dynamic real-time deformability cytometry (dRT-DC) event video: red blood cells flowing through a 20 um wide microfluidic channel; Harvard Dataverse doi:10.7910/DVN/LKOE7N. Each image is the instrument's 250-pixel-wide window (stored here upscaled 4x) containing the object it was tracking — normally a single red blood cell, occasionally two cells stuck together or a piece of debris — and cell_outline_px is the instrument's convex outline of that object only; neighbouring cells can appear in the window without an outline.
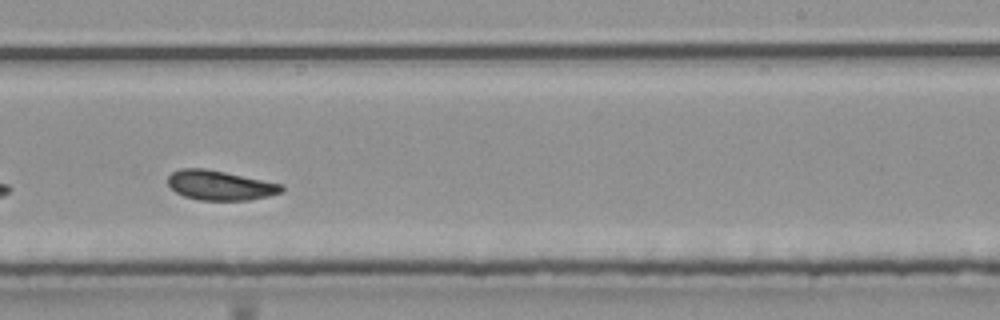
{"species": "common noctule bat (a hibernating species)", "species_latin": "Nyctalus noctula", "temperature_condition": "room temperature", "stored_images_in_passage": 39, "camera_frame_rate_fps": 3000, "um_per_image_px": 0.085, "animal": {"sex": "male", "body_mass_g": 20.4}, "frame": {"image": 1, "passage_image": 28, "time_ms": 9.0, "image_size_px": [1000, 320], "cell_outline_px": [[284, 188], [280, 192], [268, 196], [248, 200], [200, 200], [184, 196], [176, 192], [168, 184], [168, 176], [172, 172], [180, 168], [204, 168], [284, 184]], "centroid_in_image_um": [18.69, 15.75], "position_along_channel_um": 270.3, "area_um2": 19.54}, "authors_computed_cell_mechanics": {"area_um2": 19.9988, "velocity_mm_per_s": 3.8042, "shape_relaxation_time_tau1_ms": null, "shape_relaxation_time_tau2_ms": 2.573, "deformation_change_tau1": null, "deformation_change_tau2": 0.082}}